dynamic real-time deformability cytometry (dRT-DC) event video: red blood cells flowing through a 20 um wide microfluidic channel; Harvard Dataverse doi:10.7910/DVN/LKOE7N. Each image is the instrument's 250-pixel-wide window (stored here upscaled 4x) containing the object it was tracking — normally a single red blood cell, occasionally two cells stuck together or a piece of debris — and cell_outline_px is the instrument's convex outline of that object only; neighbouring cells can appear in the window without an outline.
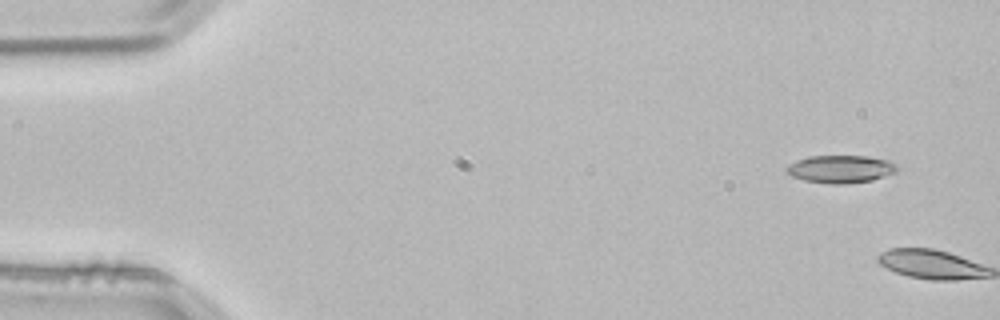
{"species": "common noctule bat (a hibernating species)", "species_latin": "Nyctalus noctula", "temperature_condition": "room temperature", "stored_images_in_passage": 4, "camera_frame_rate_fps": 3000, "um_per_image_px": 0.085, "animal": {"sex": "male", "body_mass_g": 21.5, "forearm_length_mm": 52.0}, "frame": {"image": 1, "passage_image": 1, "time_ms": 0.0, "image_size_px": [1000, 320], "cell_outline_px": [[896, 172], [872, 180], [844, 184], [832, 184], [804, 180], [792, 176], [784, 168], [788, 164], [796, 160], [808, 156], [868, 156], [888, 160], [896, 164]], "centroid_in_image_um": [71.43, 14.36], "position_along_channel_um": 13.6, "area_um2": 17.8}}